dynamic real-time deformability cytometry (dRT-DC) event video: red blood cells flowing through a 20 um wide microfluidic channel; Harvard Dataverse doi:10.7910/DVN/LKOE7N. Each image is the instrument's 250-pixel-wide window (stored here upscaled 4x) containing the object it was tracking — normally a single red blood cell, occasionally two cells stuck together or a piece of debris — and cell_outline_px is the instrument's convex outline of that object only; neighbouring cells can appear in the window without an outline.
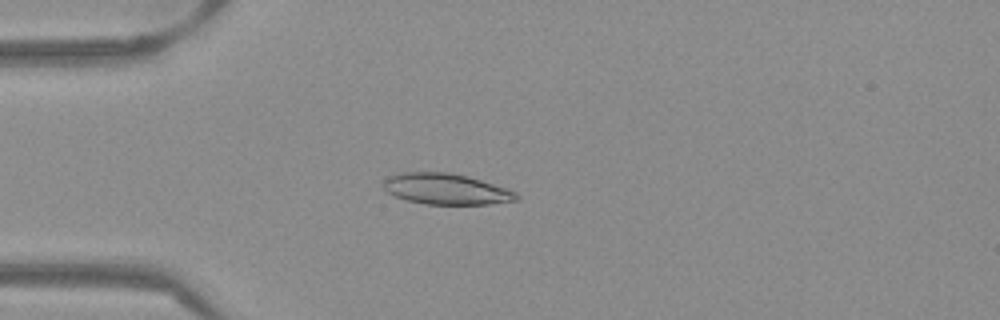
{"species": "Egyptian fruit bat (a non-hibernating species)", "species_latin": "Rousettus aegyptiacus", "temperature_condition": "warm", "stored_images_in_passage": 52, "camera_frame_rate_fps": 3000, "um_per_image_px": 0.085, "frame": {"image": 1, "passage_image": 14, "time_ms": 4.333, "image_size_px": [1000, 320], "cell_outline_px": [[520, 200], [488, 204], [428, 204], [408, 200], [396, 196], [388, 192], [384, 188], [384, 180], [388, 176], [396, 172], [448, 172], [468, 176], [516, 192], [520, 196]], "centroid_in_image_um": [37.91, 16.06], "position_along_channel_um": 47.1, "area_um2": 23.81}}
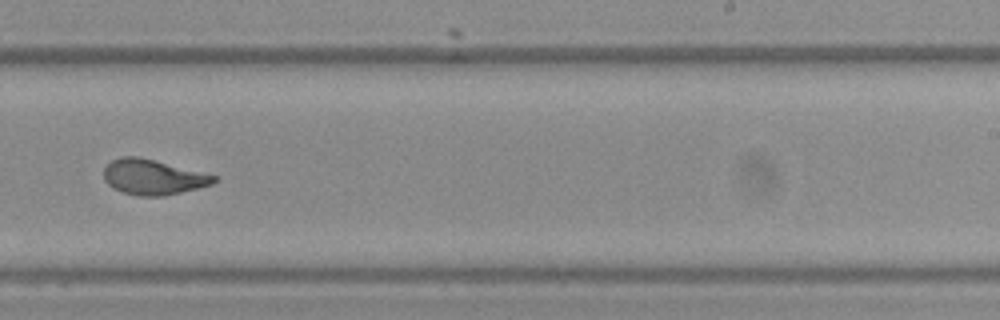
{"frame": {"image": 2, "passage_image": 33, "time_ms": 10.667, "image_size_px": [1000, 320], "cell_outline_px": [[216, 180], [212, 184], [164, 196], [140, 196], [124, 192], [108, 184], [104, 180], [104, 168], [112, 160], [124, 156], [136, 156], [216, 176]], "centroid_in_image_um": [12.97, 15.06], "position_along_channel_um": 276.0, "area_um2": 21.91}}
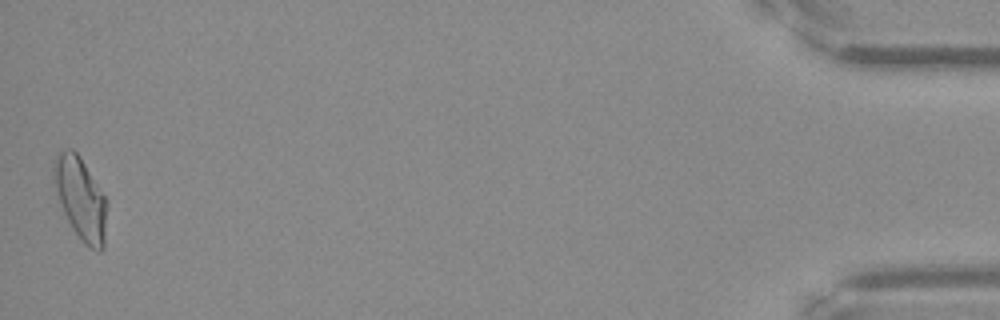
{"frame": {"image": 3, "passage_image": 52, "time_ms": 17.0, "image_size_px": [1000, 320], "cell_outline_px": [[108, 204], [104, 248], [100, 252], [96, 252], [88, 248], [84, 244], [72, 228], [64, 212], [56, 192], [52, 176], [52, 164], [56, 152], [68, 148], [72, 148], [80, 156], [104, 196]], "centroid_in_image_um": [6.85, 16.88], "position_along_channel_um": 428.4, "area_um2": 25.84}, "authors_computed_cell_mechanics": {"area_um2": 23.3512, "velocity_mm_per_s": 3.871, "shape_relaxation_time_tau1_ms": 5.577, "shape_relaxation_time_tau2_ms": 1.0819, "deformation_change_tau1": 0.201, "deformation_change_tau2": 0.0631}}